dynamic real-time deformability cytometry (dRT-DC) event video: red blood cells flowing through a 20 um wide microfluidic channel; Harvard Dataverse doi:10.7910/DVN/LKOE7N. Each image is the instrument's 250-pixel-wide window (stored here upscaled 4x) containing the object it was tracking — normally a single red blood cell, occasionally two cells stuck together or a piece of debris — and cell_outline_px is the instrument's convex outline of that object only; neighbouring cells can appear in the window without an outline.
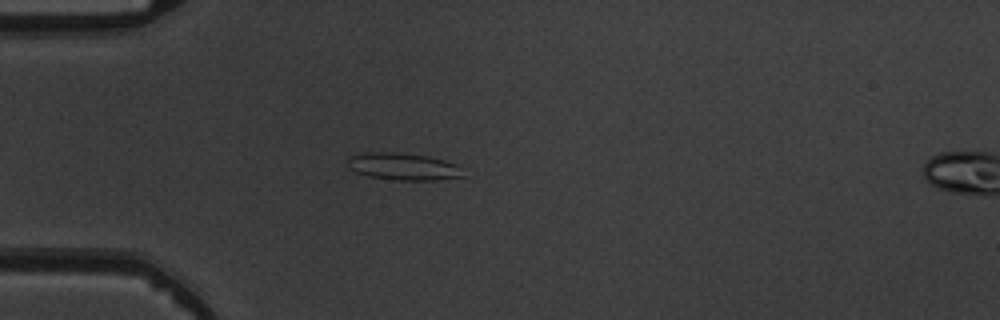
{"species": "common noctule bat (a hibernating species)", "species_latin": "Nyctalus noctula", "temperature_condition": "warm", "stored_images_in_passage": 4, "camera_frame_rate_fps": 3000, "um_per_image_px": 0.085, "animal": {"sex": "male", "body_mass_g": 19.5, "forearm_length_mm": 54.6}, "frame": {"image": 1, "passage_image": 3, "time_ms": 3.333, "image_size_px": [1000, 320], "cell_outline_px": [[464, 176], [436, 180], [396, 180], [368, 176], [356, 172], [348, 168], [344, 160], [360, 152], [400, 152], [428, 156], [444, 160], [456, 164]], "centroid_in_image_um": [34.19, 14.14], "position_along_channel_um": 50.8, "area_um2": 18.44}}